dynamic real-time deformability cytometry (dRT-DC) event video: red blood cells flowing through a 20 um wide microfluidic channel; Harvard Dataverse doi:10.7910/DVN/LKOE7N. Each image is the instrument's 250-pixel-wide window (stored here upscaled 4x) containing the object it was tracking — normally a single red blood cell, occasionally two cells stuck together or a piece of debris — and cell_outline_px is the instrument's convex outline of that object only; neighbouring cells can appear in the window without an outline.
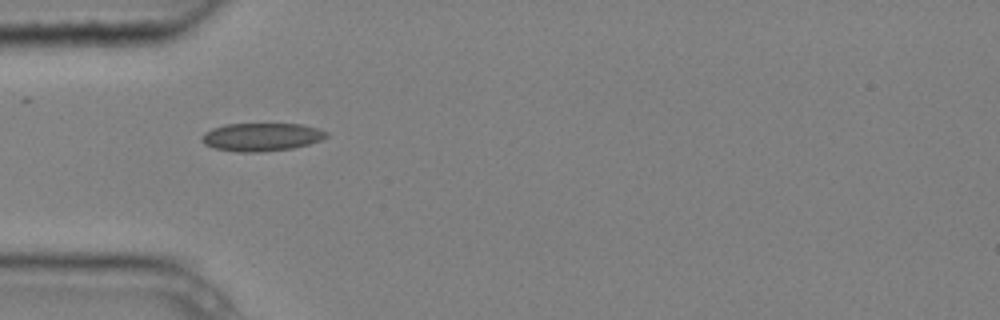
{"species": "common noctule bat (a hibernating species)", "species_latin": "Nyctalus noctula", "temperature_condition": "cold", "stored_images_in_passage": 6, "camera_frame_rate_fps": 3000, "um_per_image_px": 0.085, "animal": {"sex": "male", "body_mass_g": 20.4}, "frame": {"image": 1, "passage_image": 5, "time_ms": 1.333, "image_size_px": [1000, 320], "cell_outline_px": [[328, 136], [320, 140], [308, 144], [292, 148], [260, 152], [236, 152], [216, 148], [204, 144], [200, 140], [200, 136], [204, 132], [212, 128], [224, 124], [304, 124], [328, 132]], "centroid_in_image_um": [22.19, 11.64], "position_along_channel_um": 62.8, "area_um2": 20.46}}
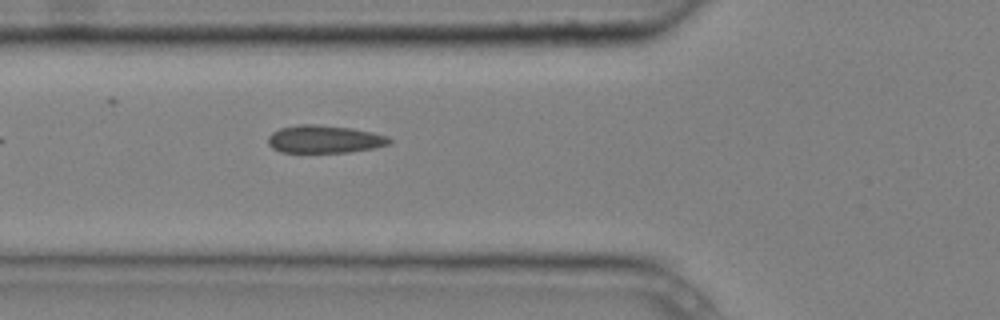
{"frame": {"image": 2, "passage_image": 6, "time_ms": 1.667, "image_size_px": [1000, 320], "cell_outline_px": [[392, 144], [372, 148], [348, 152], [280, 152], [272, 148], [268, 144], [268, 136], [272, 132], [280, 128], [300, 124], [316, 124], [352, 128], [372, 132], [388, 136], [392, 140]], "centroid_in_image_um": [27.58, 11.82], "position_along_channel_um": 98.2, "area_um2": 19.71}}